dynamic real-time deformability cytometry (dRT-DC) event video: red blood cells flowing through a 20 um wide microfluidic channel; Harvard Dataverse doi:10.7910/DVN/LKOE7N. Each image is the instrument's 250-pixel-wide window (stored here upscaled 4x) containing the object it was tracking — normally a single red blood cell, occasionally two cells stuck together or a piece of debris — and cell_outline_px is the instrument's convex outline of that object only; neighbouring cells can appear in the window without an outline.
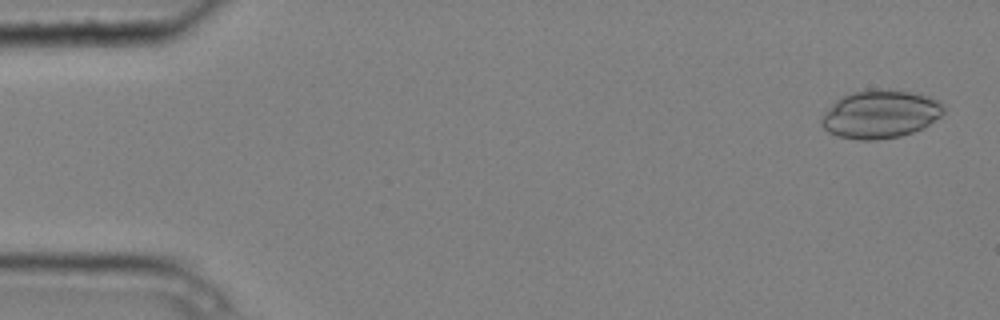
{"species": "common noctule bat (a hibernating species)", "species_latin": "Nyctalus noctula", "temperature_condition": "cold", "stored_images_in_passage": 5, "camera_frame_rate_fps": 3000, "um_per_image_px": 0.085, "animal": {"sex": "male", "body_mass_g": 20.4}, "frame": {"image": 1, "passage_image": 1, "time_ms": 0.0, "image_size_px": [1000, 320], "cell_outline_px": [[944, 112], [940, 116], [928, 124], [912, 132], [900, 136], [876, 140], [860, 140], [840, 136], [828, 132], [820, 124], [820, 116], [836, 100], [852, 92], [888, 88], [928, 96], [940, 100], [944, 104]], "centroid_in_image_um": [74.81, 9.7], "position_along_channel_um": 10.2, "area_um2": 34.16}}